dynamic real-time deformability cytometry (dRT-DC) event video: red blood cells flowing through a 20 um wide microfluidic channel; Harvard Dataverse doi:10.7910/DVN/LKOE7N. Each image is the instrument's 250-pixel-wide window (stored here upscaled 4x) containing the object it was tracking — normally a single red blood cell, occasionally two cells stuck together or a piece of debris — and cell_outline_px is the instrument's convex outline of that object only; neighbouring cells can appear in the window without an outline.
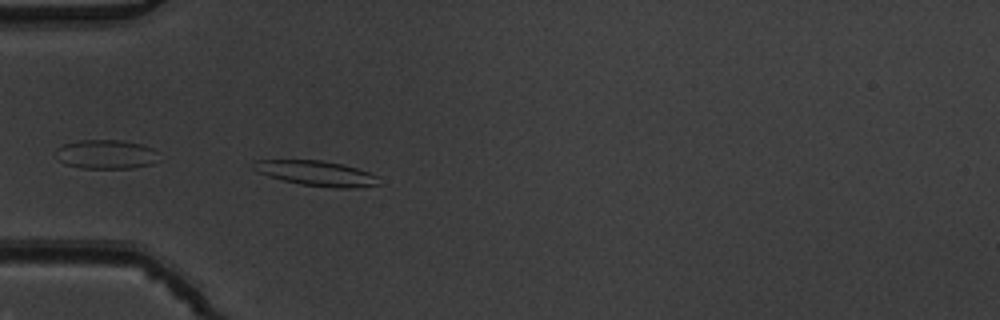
{"species": "common noctule bat (a hibernating species)", "species_latin": "Nyctalus noctula", "temperature_condition": "warm", "stored_images_in_passage": 49, "camera_frame_rate_fps": 3000, "um_per_image_px": 0.085, "animal": {"sex": "male", "body_mass_g": 19.5, "forearm_length_mm": 54.6}, "frame": {"image": 1, "passage_image": 13, "time_ms": 4.0, "image_size_px": [1000, 320], "cell_outline_px": [[380, 184], [352, 188], [336, 188], [300, 184], [268, 176], [252, 168], [252, 160], [320, 160], [340, 164], [356, 168], [380, 176]], "centroid_in_image_um": [26.91, 14.73], "position_along_channel_um": 58.1, "area_um2": 18.21}}
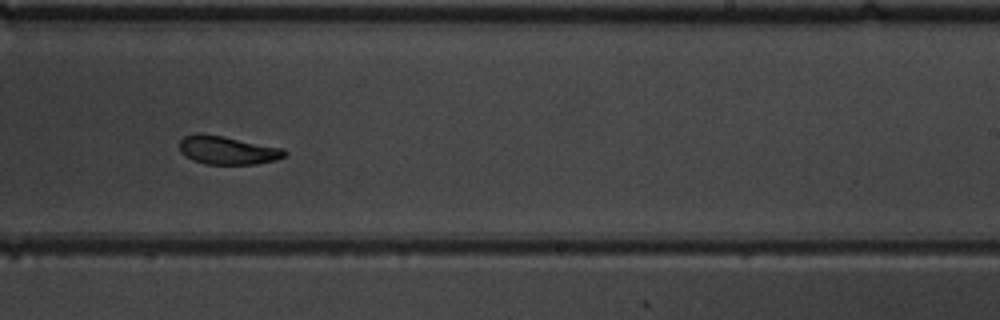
{"frame": {"image": 2, "passage_image": 30, "time_ms": 9.667, "image_size_px": [1000, 320], "cell_outline_px": [[288, 152], [284, 156], [276, 160], [256, 164], [204, 164], [192, 160], [184, 156], [180, 152], [180, 140], [184, 136], [196, 132], [200, 132], [224, 136], [284, 148]], "centroid_in_image_um": [19.31, 12.76], "position_along_channel_um": 269.7, "area_um2": 17.69}}
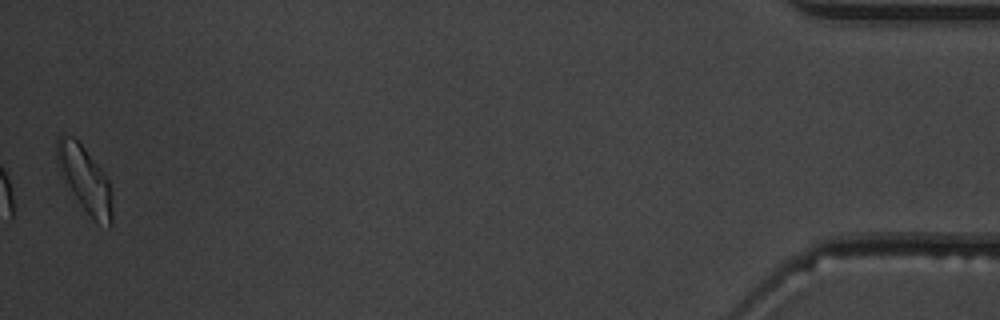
{"frame": {"image": 3, "passage_image": 49, "time_ms": 16.0, "image_size_px": [1000, 320], "cell_outline_px": [[112, 224], [108, 228], [96, 220], [84, 208], [60, 176], [56, 160], [56, 136], [72, 136], [84, 148], [100, 168], [108, 180], [112, 208]], "centroid_in_image_um": [7.17, 15.21], "position_along_channel_um": 428.0, "area_um2": 20.69}, "authors_computed_cell_mechanics": {"area_um2": 18.6694, "velocity_mm_per_s": 3.8481, "shape_relaxation_time_tau1_ms": 3.5547, "shape_relaxation_time_tau2_ms": 2.9924, "deformation_change_tau1": 0.134, "deformation_change_tau2": 0.0918}}